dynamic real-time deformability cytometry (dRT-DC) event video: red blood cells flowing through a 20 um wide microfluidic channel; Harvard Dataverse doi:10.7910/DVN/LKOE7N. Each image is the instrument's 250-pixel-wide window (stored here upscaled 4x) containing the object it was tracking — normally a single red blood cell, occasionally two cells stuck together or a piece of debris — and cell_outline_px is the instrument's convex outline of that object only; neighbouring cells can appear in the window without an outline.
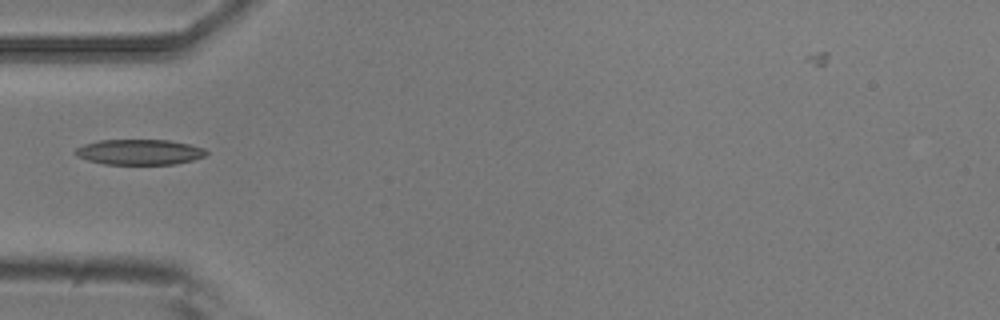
{"species": "common noctule bat (a hibernating species)", "species_latin": "Nyctalus noctula", "temperature_condition": "room temperature", "stored_images_in_passage": 1, "camera_frame_rate_fps": 3000, "um_per_image_px": 0.085, "animal": {"sex": "male", "body_mass_g": 20.5, "forearm_length_mm": 52.5}, "frame": {"image": 1, "passage_image": 1, "time_ms": 0.0, "image_size_px": [1000, 320], "cell_outline_px": [[208, 152], [204, 156], [192, 160], [176, 164], [104, 164], [88, 160], [76, 156], [72, 152], [76, 148], [84, 144], [100, 140], [168, 140], [188, 144], [204, 148]], "centroid_in_image_um": [11.82, 12.92], "position_along_channel_um": 73.2, "area_um2": 19.36}}